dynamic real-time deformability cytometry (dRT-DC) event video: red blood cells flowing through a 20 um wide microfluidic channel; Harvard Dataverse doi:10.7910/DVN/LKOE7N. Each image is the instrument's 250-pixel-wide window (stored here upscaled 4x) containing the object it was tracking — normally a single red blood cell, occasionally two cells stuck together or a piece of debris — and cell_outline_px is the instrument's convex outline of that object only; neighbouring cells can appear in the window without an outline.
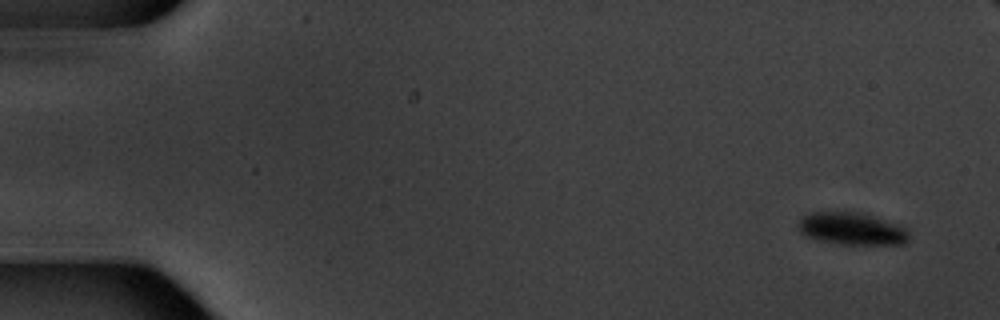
{"species": "common noctule bat (a hibernating species)", "species_latin": "Nyctalus noctula", "temperature_condition": "warm", "stored_images_in_passage": 7, "segment_of_instrument_passage": [2, 2], "camera_frame_rate_fps": 3000, "um_per_image_px": 0.085, "animal": {"sex": "male", "body_mass_g": 20.1, "forearm_length_mm": 53.5}, "frame": {"image": 1, "passage_image": 7, "time_ms": 7.0, "image_size_px": [1000, 320], "cell_outline_px": [[908, 240], [904, 244], [840, 244], [820, 240], [804, 236], [800, 232], [796, 224], [804, 216], [812, 212], [860, 212], [904, 224], [908, 228]], "centroid_in_image_um": [72.45, 19.43], "position_along_channel_um": 12.5, "area_um2": 21.21}}